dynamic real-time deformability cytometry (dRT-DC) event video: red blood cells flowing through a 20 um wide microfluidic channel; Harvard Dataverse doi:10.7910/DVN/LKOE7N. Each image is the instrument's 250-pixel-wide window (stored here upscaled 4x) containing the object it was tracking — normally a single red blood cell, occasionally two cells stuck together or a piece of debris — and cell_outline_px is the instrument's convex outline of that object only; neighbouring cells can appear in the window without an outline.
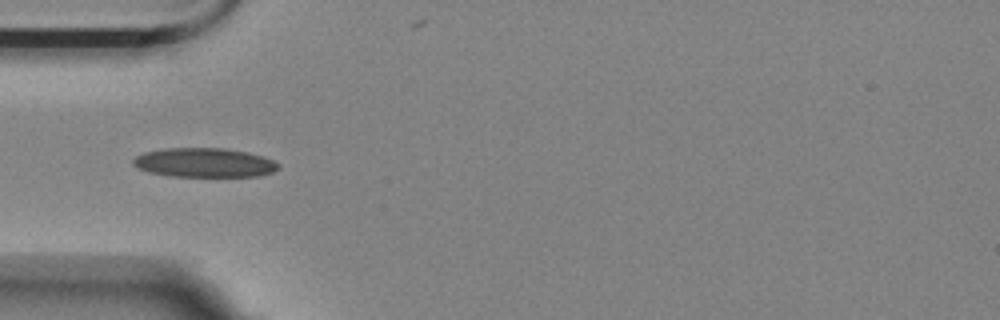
{"species": "Egyptian fruit bat (a non-hibernating species)", "species_latin": "Rousettus aegyptiacus", "temperature_condition": "room temperature", "stored_images_in_passage": 13, "camera_frame_rate_fps": 3000, "um_per_image_px": 0.085, "animal": {"sex": "female"}, "frame": {"image": 1, "passage_image": 4, "time_ms": 1.0, "image_size_px": [1000, 320], "cell_outline_px": [[280, 168], [272, 172], [256, 176], [168, 176], [148, 172], [132, 164], [132, 160], [136, 156], [144, 152], [164, 148], [224, 148], [248, 152], [264, 156], [280, 164]], "centroid_in_image_um": [17.37, 13.82], "position_along_channel_um": 67.6, "area_um2": 24.8}}
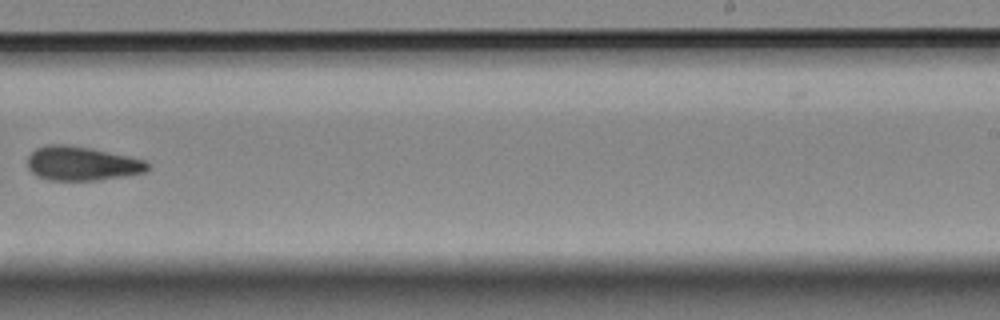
{"frame": {"image": 2, "passage_image": 9, "time_ms": 2.667, "image_size_px": [1000, 320], "cell_outline_px": [[152, 168], [144, 172], [128, 176], [96, 180], [48, 180], [36, 176], [28, 168], [28, 156], [36, 148], [48, 144], [64, 144], [92, 148], [128, 156], [144, 160]], "centroid_in_image_um": [6.96, 13.9], "position_along_channel_um": 282.0, "area_um2": 23.99}}
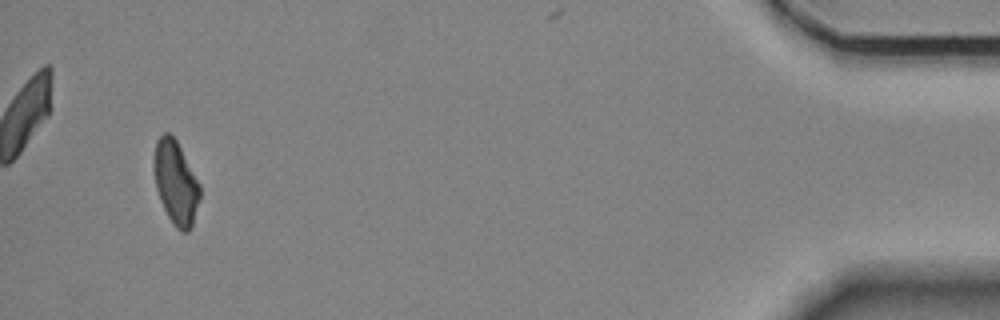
{"frame": {"image": 3, "passage_image": 13, "time_ms": 4.0, "image_size_px": [1000, 320], "cell_outline_px": [[200, 200], [192, 228], [188, 232], [180, 232], [172, 224], [160, 200], [156, 188], [156, 140], [164, 132], [168, 132], [176, 140], [200, 184]], "centroid_in_image_um": [14.99, 15.6], "position_along_channel_um": 420.2, "area_um2": 21.96}}